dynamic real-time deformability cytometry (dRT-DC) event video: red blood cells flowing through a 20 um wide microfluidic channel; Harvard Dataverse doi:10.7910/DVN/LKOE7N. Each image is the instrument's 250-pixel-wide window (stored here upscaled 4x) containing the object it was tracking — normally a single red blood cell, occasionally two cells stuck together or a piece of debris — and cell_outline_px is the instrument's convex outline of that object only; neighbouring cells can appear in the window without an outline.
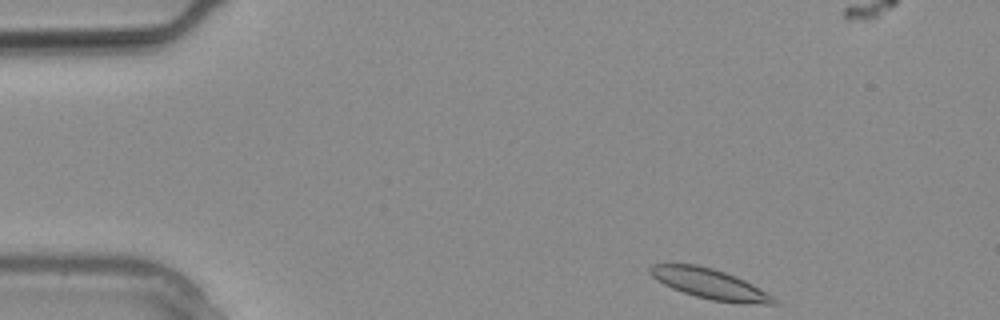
{"species": "common noctule bat (a hibernating species)", "species_latin": "Nyctalus noctula", "temperature_condition": "warm", "stored_images_in_passage": 8, "camera_frame_rate_fps": 3000, "um_per_image_px": 0.085, "animal": {"sex": "male", "body_mass_g": 20.4}, "frame": {"image": 1, "passage_image": 1, "time_ms": 0.0, "image_size_px": [1000, 320], "cell_outline_px": [[780, 304], [752, 304], [712, 300], [696, 296], [672, 288], [656, 280], [648, 272], [648, 268], [652, 264], [696, 264], [712, 268], [724, 272], [744, 280], [760, 288], [772, 296]], "centroid_in_image_um": [60.31, 24.12], "position_along_channel_um": 24.7, "area_um2": 21.5}}
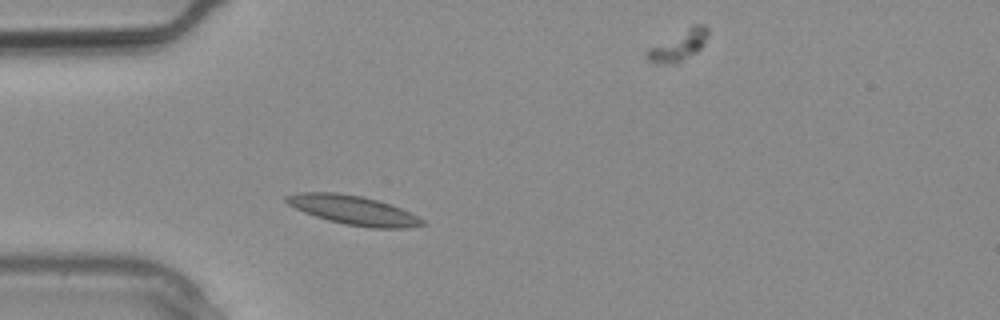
{"frame": {"image": 2, "passage_image": 5, "time_ms": 1.333, "image_size_px": [1000, 320], "cell_outline_px": [[428, 224], [408, 228], [372, 228], [344, 224], [328, 220], [304, 212], [288, 204], [284, 200], [284, 196], [296, 192], [336, 192], [360, 196], [392, 204], [424, 220]], "centroid_in_image_um": [30.02, 17.86], "position_along_channel_um": 55.0, "area_um2": 23.06}}
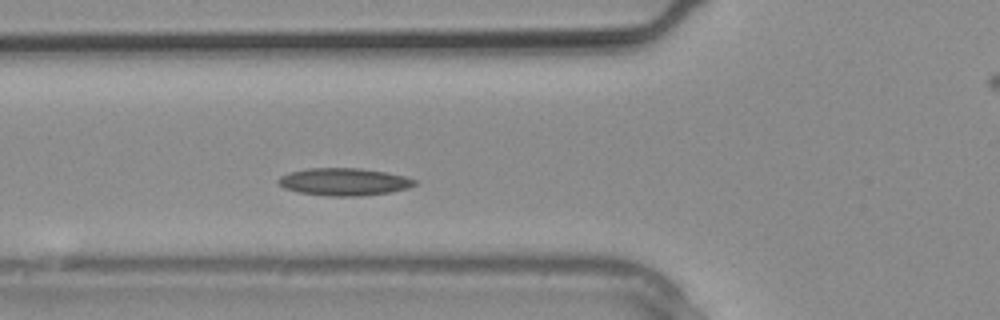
{"frame": {"image": 3, "passage_image": 7, "time_ms": 2.0, "image_size_px": [1000, 320], "cell_outline_px": [[416, 184], [408, 188], [392, 192], [360, 196], [328, 196], [300, 192], [284, 188], [276, 180], [280, 176], [292, 172], [308, 168], [360, 168], [384, 172], [404, 176], [416, 180]], "centroid_in_image_um": [29.25, 15.45], "position_along_channel_um": 96.5, "area_um2": 21.68}}